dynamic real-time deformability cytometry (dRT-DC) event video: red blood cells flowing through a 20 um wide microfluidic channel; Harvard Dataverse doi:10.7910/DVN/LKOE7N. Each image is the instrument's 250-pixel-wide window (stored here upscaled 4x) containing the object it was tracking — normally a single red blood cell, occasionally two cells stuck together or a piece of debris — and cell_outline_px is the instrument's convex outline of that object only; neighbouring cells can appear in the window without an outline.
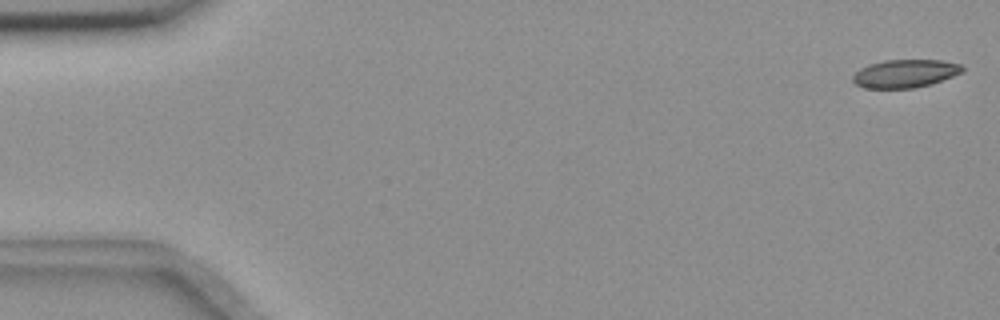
{"species": "common noctule bat (a hibernating species)", "species_latin": "Nyctalus noctula", "temperature_condition": "room temperature", "stored_images_in_passage": 57, "camera_frame_rate_fps": 3000, "um_per_image_px": 0.085, "animal": {"sex": "female", "body_mass_g": 18.4}, "frame": {"image": 1, "passage_image": 2, "time_ms": 0.333, "image_size_px": [1000, 320], "cell_outline_px": [[964, 72], [932, 84], [916, 88], [864, 88], [856, 84], [852, 80], [852, 76], [860, 68], [868, 64], [884, 60], [944, 60], [960, 64], [964, 68]], "centroid_in_image_um": [76.95, 6.25], "position_along_channel_um": 8.1, "area_um2": 18.15}}
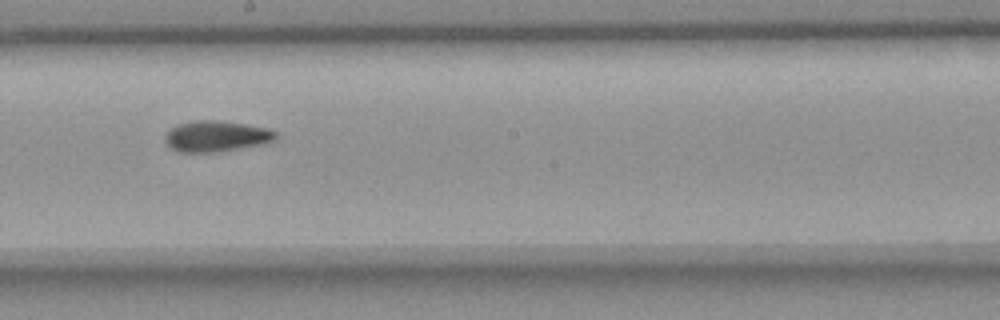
{"frame": {"image": 2, "passage_image": 32, "time_ms": 10.333, "image_size_px": [1000, 320], "cell_outline_px": [[280, 132], [276, 140], [264, 144], [216, 152], [180, 152], [172, 148], [164, 140], [164, 136], [172, 128], [180, 124], [192, 120], [212, 120], [244, 124], [268, 128]], "centroid_in_image_um": [18.44, 11.58], "position_along_channel_um": 229.8, "area_um2": 19.94}}
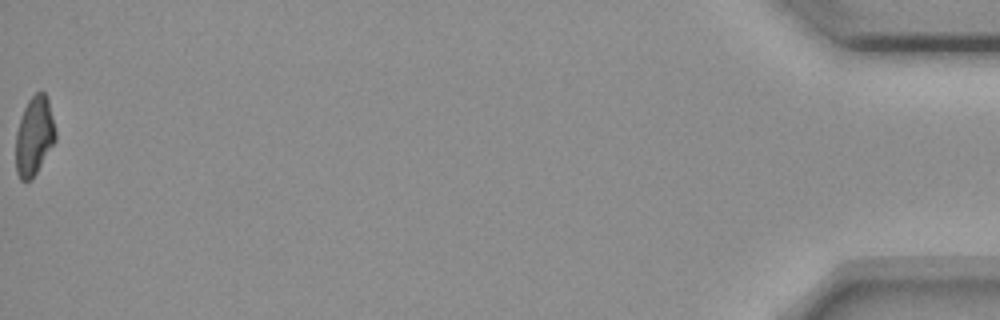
{"frame": {"image": 3, "passage_image": 57, "time_ms": 18.667, "image_size_px": [1000, 320], "cell_outline_px": [[56, 140], [32, 180], [20, 180], [16, 172], [16, 132], [24, 108], [28, 100], [36, 92], [44, 92], [48, 100], [56, 132]], "centroid_in_image_um": [2.91, 11.59], "position_along_channel_um": 432.3, "area_um2": 18.15}, "authors_computed_cell_mechanics": {"area_um2": 19.2474, "velocity_mm_per_s": 3.6438, "shape_relaxation_time_tau1_ms": null, "shape_relaxation_time_tau2_ms": 3.9733, "deformation_change_tau1": null, "deformation_change_tau2": 0.1143}}